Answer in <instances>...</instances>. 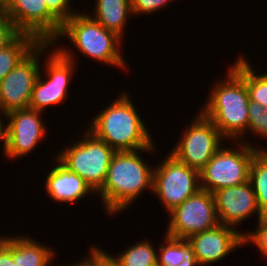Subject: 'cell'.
<instances>
[{"label":"cell","mask_w":267,"mask_h":266,"mask_svg":"<svg viewBox=\"0 0 267 266\" xmlns=\"http://www.w3.org/2000/svg\"><path fill=\"white\" fill-rule=\"evenodd\" d=\"M155 143L143 150L116 151L111 158L100 194L107 215L124 213L145 190L153 191L154 167L144 162L139 152L155 153ZM141 156V157H140Z\"/></svg>","instance_id":"1"},{"label":"cell","mask_w":267,"mask_h":266,"mask_svg":"<svg viewBox=\"0 0 267 266\" xmlns=\"http://www.w3.org/2000/svg\"><path fill=\"white\" fill-rule=\"evenodd\" d=\"M127 92H120L113 102L93 116L87 126L88 131L115 151L143 150L154 144Z\"/></svg>","instance_id":"2"},{"label":"cell","mask_w":267,"mask_h":266,"mask_svg":"<svg viewBox=\"0 0 267 266\" xmlns=\"http://www.w3.org/2000/svg\"><path fill=\"white\" fill-rule=\"evenodd\" d=\"M209 93L201 107L202 110L198 111L212 121L225 141L228 139L233 143L243 142V137L248 131L250 102L243 78L230 67L227 77L218 79L214 86H211Z\"/></svg>","instance_id":"3"},{"label":"cell","mask_w":267,"mask_h":266,"mask_svg":"<svg viewBox=\"0 0 267 266\" xmlns=\"http://www.w3.org/2000/svg\"><path fill=\"white\" fill-rule=\"evenodd\" d=\"M64 38L85 57L101 64L116 66L115 68L119 69L126 68L128 64L121 54L124 39L103 27L90 16V13L77 10V13L62 24L60 33L52 45L55 46L57 41Z\"/></svg>","instance_id":"4"},{"label":"cell","mask_w":267,"mask_h":266,"mask_svg":"<svg viewBox=\"0 0 267 266\" xmlns=\"http://www.w3.org/2000/svg\"><path fill=\"white\" fill-rule=\"evenodd\" d=\"M52 46V42H47V57L44 59L45 66L43 65L46 76L44 77L40 70L29 105L32 110L44 112L51 105L63 104V101L67 99L68 86L73 79V73L78 70L75 68L77 67L76 63L78 64L75 58L77 54L74 50L72 52V47L68 49L63 44L59 48L55 46L56 49L53 50ZM48 50H50V54H48Z\"/></svg>","instance_id":"5"},{"label":"cell","mask_w":267,"mask_h":266,"mask_svg":"<svg viewBox=\"0 0 267 266\" xmlns=\"http://www.w3.org/2000/svg\"><path fill=\"white\" fill-rule=\"evenodd\" d=\"M230 149L222 145L211 160L199 171L200 187L213 193L221 188L249 181L250 166L255 153L261 150L250 142L237 141ZM223 147V148H222Z\"/></svg>","instance_id":"6"},{"label":"cell","mask_w":267,"mask_h":266,"mask_svg":"<svg viewBox=\"0 0 267 266\" xmlns=\"http://www.w3.org/2000/svg\"><path fill=\"white\" fill-rule=\"evenodd\" d=\"M83 135L78 141L73 140L70 147L56 152L55 157L97 192L105 182L111 158L116 151L87 129Z\"/></svg>","instance_id":"7"},{"label":"cell","mask_w":267,"mask_h":266,"mask_svg":"<svg viewBox=\"0 0 267 266\" xmlns=\"http://www.w3.org/2000/svg\"><path fill=\"white\" fill-rule=\"evenodd\" d=\"M154 166L153 191L169 213L200 189L199 171L179 161L170 152Z\"/></svg>","instance_id":"8"},{"label":"cell","mask_w":267,"mask_h":266,"mask_svg":"<svg viewBox=\"0 0 267 266\" xmlns=\"http://www.w3.org/2000/svg\"><path fill=\"white\" fill-rule=\"evenodd\" d=\"M46 52L47 42H40L0 81V114L29 108L33 87L41 69L39 62L41 56L45 58Z\"/></svg>","instance_id":"9"},{"label":"cell","mask_w":267,"mask_h":266,"mask_svg":"<svg viewBox=\"0 0 267 266\" xmlns=\"http://www.w3.org/2000/svg\"><path fill=\"white\" fill-rule=\"evenodd\" d=\"M181 134V138L170 150L179 161L200 171L223 145L225 139L212 121L200 111Z\"/></svg>","instance_id":"10"},{"label":"cell","mask_w":267,"mask_h":266,"mask_svg":"<svg viewBox=\"0 0 267 266\" xmlns=\"http://www.w3.org/2000/svg\"><path fill=\"white\" fill-rule=\"evenodd\" d=\"M169 218L165 235L177 239H188L220 224L213 193L202 189L170 211Z\"/></svg>","instance_id":"11"},{"label":"cell","mask_w":267,"mask_h":266,"mask_svg":"<svg viewBox=\"0 0 267 266\" xmlns=\"http://www.w3.org/2000/svg\"><path fill=\"white\" fill-rule=\"evenodd\" d=\"M43 112L28 109L13 110L4 115L3 152L10 159H20L32 153L46 138L47 129ZM16 158V159H15Z\"/></svg>","instance_id":"12"},{"label":"cell","mask_w":267,"mask_h":266,"mask_svg":"<svg viewBox=\"0 0 267 266\" xmlns=\"http://www.w3.org/2000/svg\"><path fill=\"white\" fill-rule=\"evenodd\" d=\"M6 12L18 33L32 35L39 42H53L62 27L42 0H9Z\"/></svg>","instance_id":"13"},{"label":"cell","mask_w":267,"mask_h":266,"mask_svg":"<svg viewBox=\"0 0 267 266\" xmlns=\"http://www.w3.org/2000/svg\"><path fill=\"white\" fill-rule=\"evenodd\" d=\"M213 196L220 224L235 228L255 213L257 221L263 218L250 181L218 189Z\"/></svg>","instance_id":"14"},{"label":"cell","mask_w":267,"mask_h":266,"mask_svg":"<svg viewBox=\"0 0 267 266\" xmlns=\"http://www.w3.org/2000/svg\"><path fill=\"white\" fill-rule=\"evenodd\" d=\"M244 232L231 226L217 227L191 235L187 240L193 247L200 266L217 263L238 248L244 247Z\"/></svg>","instance_id":"15"},{"label":"cell","mask_w":267,"mask_h":266,"mask_svg":"<svg viewBox=\"0 0 267 266\" xmlns=\"http://www.w3.org/2000/svg\"><path fill=\"white\" fill-rule=\"evenodd\" d=\"M52 169L48 170L45 178V191L48 197L58 203H74L87 195L96 192L78 174L73 173L63 165L56 157Z\"/></svg>","instance_id":"16"},{"label":"cell","mask_w":267,"mask_h":266,"mask_svg":"<svg viewBox=\"0 0 267 266\" xmlns=\"http://www.w3.org/2000/svg\"><path fill=\"white\" fill-rule=\"evenodd\" d=\"M94 8L90 16L123 39L127 20L133 15L130 0H95Z\"/></svg>","instance_id":"17"},{"label":"cell","mask_w":267,"mask_h":266,"mask_svg":"<svg viewBox=\"0 0 267 266\" xmlns=\"http://www.w3.org/2000/svg\"><path fill=\"white\" fill-rule=\"evenodd\" d=\"M28 236L12 235V259L16 266H49L54 260V249Z\"/></svg>","instance_id":"18"},{"label":"cell","mask_w":267,"mask_h":266,"mask_svg":"<svg viewBox=\"0 0 267 266\" xmlns=\"http://www.w3.org/2000/svg\"><path fill=\"white\" fill-rule=\"evenodd\" d=\"M158 251L157 266H200L187 239L164 235Z\"/></svg>","instance_id":"19"},{"label":"cell","mask_w":267,"mask_h":266,"mask_svg":"<svg viewBox=\"0 0 267 266\" xmlns=\"http://www.w3.org/2000/svg\"><path fill=\"white\" fill-rule=\"evenodd\" d=\"M39 43L32 35L18 33L10 42L0 47V81Z\"/></svg>","instance_id":"20"},{"label":"cell","mask_w":267,"mask_h":266,"mask_svg":"<svg viewBox=\"0 0 267 266\" xmlns=\"http://www.w3.org/2000/svg\"><path fill=\"white\" fill-rule=\"evenodd\" d=\"M248 58L239 55L232 64V68L243 78L249 93L250 101L260 104L263 108L267 107V72L256 73L252 68Z\"/></svg>","instance_id":"21"},{"label":"cell","mask_w":267,"mask_h":266,"mask_svg":"<svg viewBox=\"0 0 267 266\" xmlns=\"http://www.w3.org/2000/svg\"><path fill=\"white\" fill-rule=\"evenodd\" d=\"M249 181L251 182L260 212L267 217V150H258L250 166Z\"/></svg>","instance_id":"22"},{"label":"cell","mask_w":267,"mask_h":266,"mask_svg":"<svg viewBox=\"0 0 267 266\" xmlns=\"http://www.w3.org/2000/svg\"><path fill=\"white\" fill-rule=\"evenodd\" d=\"M148 239L136 242L112 257L121 266H157V249Z\"/></svg>","instance_id":"23"},{"label":"cell","mask_w":267,"mask_h":266,"mask_svg":"<svg viewBox=\"0 0 267 266\" xmlns=\"http://www.w3.org/2000/svg\"><path fill=\"white\" fill-rule=\"evenodd\" d=\"M249 124L248 131L256 137H263L267 140V107L250 101L248 105Z\"/></svg>","instance_id":"24"},{"label":"cell","mask_w":267,"mask_h":266,"mask_svg":"<svg viewBox=\"0 0 267 266\" xmlns=\"http://www.w3.org/2000/svg\"><path fill=\"white\" fill-rule=\"evenodd\" d=\"M256 226L253 232L252 230L244 232V247L247 243L248 245H250V243L256 245L261 255L267 258V217L259 219Z\"/></svg>","instance_id":"25"},{"label":"cell","mask_w":267,"mask_h":266,"mask_svg":"<svg viewBox=\"0 0 267 266\" xmlns=\"http://www.w3.org/2000/svg\"><path fill=\"white\" fill-rule=\"evenodd\" d=\"M45 1L48 11L63 24L70 19L76 12L70 0H42Z\"/></svg>","instance_id":"26"},{"label":"cell","mask_w":267,"mask_h":266,"mask_svg":"<svg viewBox=\"0 0 267 266\" xmlns=\"http://www.w3.org/2000/svg\"><path fill=\"white\" fill-rule=\"evenodd\" d=\"M91 251L89 256L82 258L89 266H121L117 260H115L111 253L105 252L104 249L97 247V245H91Z\"/></svg>","instance_id":"27"},{"label":"cell","mask_w":267,"mask_h":266,"mask_svg":"<svg viewBox=\"0 0 267 266\" xmlns=\"http://www.w3.org/2000/svg\"><path fill=\"white\" fill-rule=\"evenodd\" d=\"M170 1L173 0H130L133 16L136 14L151 15L152 13L160 10Z\"/></svg>","instance_id":"28"},{"label":"cell","mask_w":267,"mask_h":266,"mask_svg":"<svg viewBox=\"0 0 267 266\" xmlns=\"http://www.w3.org/2000/svg\"><path fill=\"white\" fill-rule=\"evenodd\" d=\"M18 34L6 11H0V47L6 45Z\"/></svg>","instance_id":"29"},{"label":"cell","mask_w":267,"mask_h":266,"mask_svg":"<svg viewBox=\"0 0 267 266\" xmlns=\"http://www.w3.org/2000/svg\"><path fill=\"white\" fill-rule=\"evenodd\" d=\"M0 266H16L12 259V236H0Z\"/></svg>","instance_id":"30"},{"label":"cell","mask_w":267,"mask_h":266,"mask_svg":"<svg viewBox=\"0 0 267 266\" xmlns=\"http://www.w3.org/2000/svg\"><path fill=\"white\" fill-rule=\"evenodd\" d=\"M4 115L0 114V143L4 147Z\"/></svg>","instance_id":"31"},{"label":"cell","mask_w":267,"mask_h":266,"mask_svg":"<svg viewBox=\"0 0 267 266\" xmlns=\"http://www.w3.org/2000/svg\"><path fill=\"white\" fill-rule=\"evenodd\" d=\"M9 0H0V11H6Z\"/></svg>","instance_id":"32"},{"label":"cell","mask_w":267,"mask_h":266,"mask_svg":"<svg viewBox=\"0 0 267 266\" xmlns=\"http://www.w3.org/2000/svg\"><path fill=\"white\" fill-rule=\"evenodd\" d=\"M58 266H60V265H58ZM66 266H89V265L82 259V260L78 261V263L76 262V263L69 264Z\"/></svg>","instance_id":"33"}]
</instances>
